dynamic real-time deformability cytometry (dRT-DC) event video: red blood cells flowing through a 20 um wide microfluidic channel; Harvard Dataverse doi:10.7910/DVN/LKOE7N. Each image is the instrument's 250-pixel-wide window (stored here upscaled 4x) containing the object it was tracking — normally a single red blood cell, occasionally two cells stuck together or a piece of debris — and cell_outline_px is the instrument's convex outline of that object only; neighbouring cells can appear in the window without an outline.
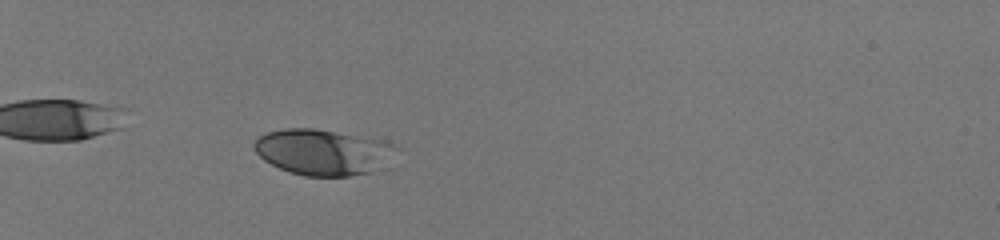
{"species": "human", "species_latin": "Homo sapiens", "temperature_condition": "room temperature", "stored_images_in_passage": 58, "camera_frame_rate_fps": 3000, "um_per_image_px": 0.085, "donor": {"sex": "male"}, "frame": {"image": 1, "passage_image": 23, "time_ms": 7.333, "image_size_px": [1000, 240], "cell_outline_px": [[404, 148], [380, 168], [372, 172], [348, 176], [304, 176], [288, 172], [264, 160], [256, 152], [252, 144], [260, 136], [268, 132], [284, 128], [312, 128], [384, 140], [396, 144]], "centroid_in_image_um": [27.52, 12.93], "position_along_channel_um": 57.5, "area_um2": 38.32}}
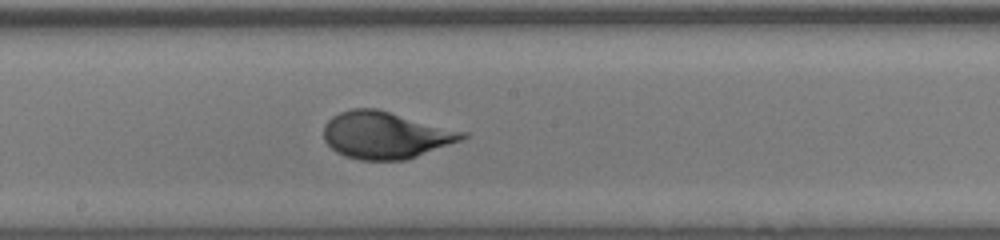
{"frame": {"image": 2, "passage_image": 38, "time_ms": 12.333, "image_size_px": [1000, 240], "cell_outline_px": [[468, 136], [460, 140], [416, 156], [404, 160], [360, 160], [344, 156], [336, 152], [324, 140], [324, 124], [332, 116], [340, 112], [352, 108], [376, 108], [468, 132]], "centroid_in_image_um": [32.74, 11.47], "position_along_channel_um": 215.5, "area_um2": 37.86}}
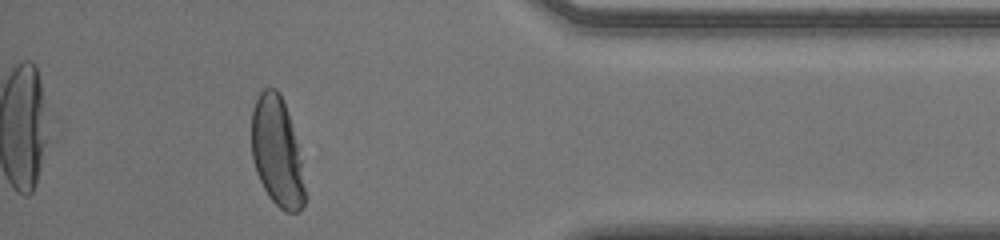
{"frame": {"image": 3, "passage_image": 54, "time_ms": 17.667, "image_size_px": [1000, 240], "cell_outline_px": [[304, 204], [300, 212], [288, 212], [280, 208], [268, 196], [256, 172], [252, 156], [252, 108], [260, 92], [264, 88], [276, 88], [280, 92], [292, 124], [300, 160], [304, 188]], "centroid_in_image_um": [23.52, 12.89], "position_along_channel_um": 411.7, "area_um2": 33.52}, "authors_computed_cell_mechanics": {"area_um2": 38.0324, "velocity_mm_per_s": 4.0206, "shape_relaxation_time_tau1_ms": 3.6388, "shape_relaxation_time_tau2_ms": null, "deformation_change_tau1": 0.1726, "deformation_change_tau2": null}}